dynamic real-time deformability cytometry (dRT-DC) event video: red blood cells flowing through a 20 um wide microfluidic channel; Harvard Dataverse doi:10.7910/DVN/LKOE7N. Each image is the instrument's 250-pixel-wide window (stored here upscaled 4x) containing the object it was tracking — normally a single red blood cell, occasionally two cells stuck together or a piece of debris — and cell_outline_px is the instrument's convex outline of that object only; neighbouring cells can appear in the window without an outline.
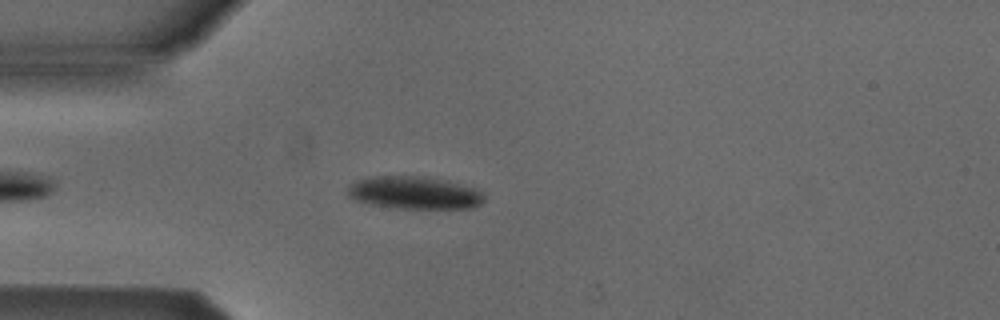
{"species": "Egyptian fruit bat (a non-hibernating species)", "species_latin": "Rousettus aegyptiacus", "temperature_condition": "cold", "stored_images_in_passage": 39, "camera_frame_rate_fps": 3000, "um_per_image_px": 0.085, "animal": {"sex": "male"}, "frame": {"image": 1, "passage_image": 6, "time_ms": 1.667, "image_size_px": [1000, 320], "cell_outline_px": [[484, 200], [480, 204], [468, 208], [396, 208], [368, 204], [356, 200], [348, 196], [348, 184], [356, 180], [376, 176], [428, 176], [448, 180], [476, 188], [484, 192]], "centroid_in_image_um": [35.23, 16.37], "position_along_channel_um": 49.8, "area_um2": 26.24}}
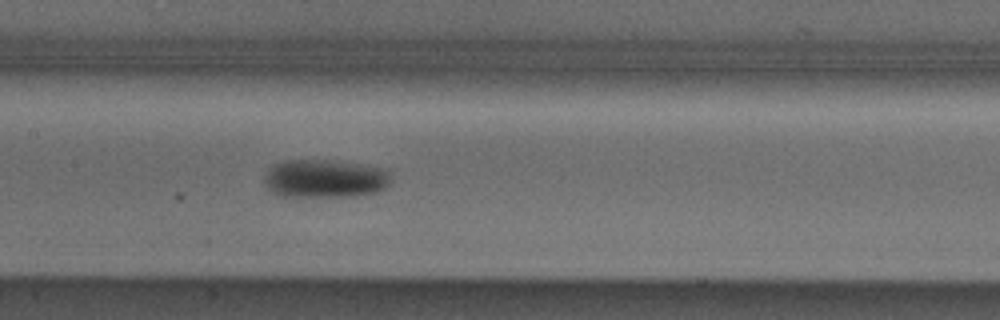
{"frame": {"image": 2, "passage_image": 17, "time_ms": 5.333, "image_size_px": [1000, 320], "cell_outline_px": [[392, 180], [384, 188], [376, 192], [356, 196], [280, 196], [264, 180], [264, 176], [268, 168], [284, 160], [328, 160], [380, 168], [388, 172]], "centroid_in_image_um": [27.62, 15.18], "position_along_channel_um": 179.8, "area_um2": 27.69}}
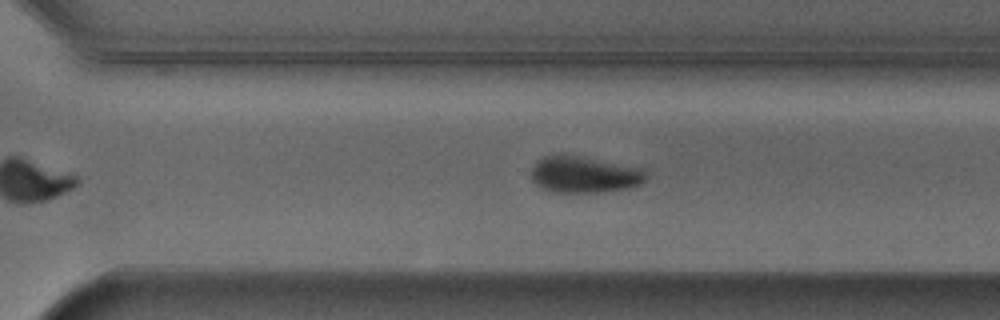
{"frame": {"image": 3, "passage_image": 28, "time_ms": 9.0, "image_size_px": [1000, 320], "cell_outline_px": [[644, 180], [640, 184], [628, 188], [596, 192], [548, 192], [540, 188], [532, 180], [532, 168], [544, 156], [564, 152], [640, 168], [644, 172]], "centroid_in_image_um": [49.58, 14.82], "position_along_channel_um": 321.0, "area_um2": 24.45}, "authors_computed_cell_mechanics": {"area_um2": 26.1256, "velocity_mm_per_s": 3.8628, "shape_relaxation_time_tau1_ms": 1.8552, "shape_relaxation_time_tau2_ms": null, "deformation_change_tau1": 0.1093, "deformation_change_tau2": null}}